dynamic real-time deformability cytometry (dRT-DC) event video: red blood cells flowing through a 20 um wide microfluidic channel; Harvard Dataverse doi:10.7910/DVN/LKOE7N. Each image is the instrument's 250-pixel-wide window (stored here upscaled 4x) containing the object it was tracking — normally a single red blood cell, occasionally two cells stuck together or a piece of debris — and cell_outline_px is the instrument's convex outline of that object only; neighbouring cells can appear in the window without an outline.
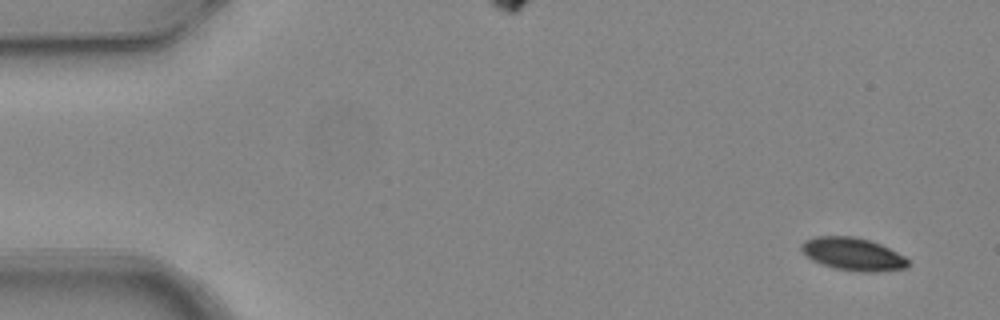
{"species": "common noctule bat (a hibernating species)", "species_latin": "Nyctalus noctula", "temperature_condition": "warm", "stored_images_in_passage": 4, "camera_frame_rate_fps": 3000, "um_per_image_px": 0.085, "animal": {"sex": "female", "body_mass_g": 24.6, "forearm_length_mm": 56.2}, "frame": {"image": 1, "passage_image": 1, "time_ms": 0.0, "image_size_px": [1000, 320], "cell_outline_px": [[908, 268], [880, 272], [868, 272], [836, 268], [812, 260], [800, 248], [800, 244], [804, 240], [816, 236], [852, 236], [868, 240], [880, 244], [904, 256], [908, 260]], "centroid_in_image_um": [72.51, 21.59], "position_along_channel_um": 12.5, "area_um2": 20.11}}
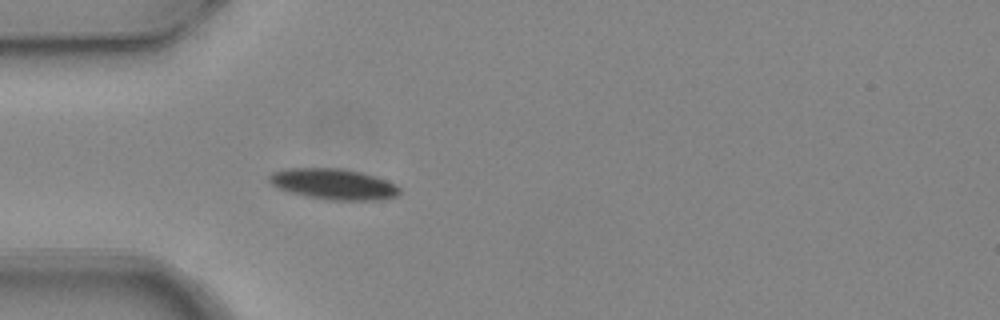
{"frame": {"image": 2, "passage_image": 4, "time_ms": 1.0, "image_size_px": [1000, 320], "cell_outline_px": [[400, 192], [396, 196], [384, 200], [328, 200], [308, 196], [292, 192], [280, 188], [272, 184], [268, 180], [268, 176], [272, 172], [284, 168], [340, 168], [360, 172], [376, 176], [396, 184], [400, 188]], "centroid_in_image_um": [28.38, 15.64], "position_along_channel_um": 56.6, "area_um2": 23.41}}